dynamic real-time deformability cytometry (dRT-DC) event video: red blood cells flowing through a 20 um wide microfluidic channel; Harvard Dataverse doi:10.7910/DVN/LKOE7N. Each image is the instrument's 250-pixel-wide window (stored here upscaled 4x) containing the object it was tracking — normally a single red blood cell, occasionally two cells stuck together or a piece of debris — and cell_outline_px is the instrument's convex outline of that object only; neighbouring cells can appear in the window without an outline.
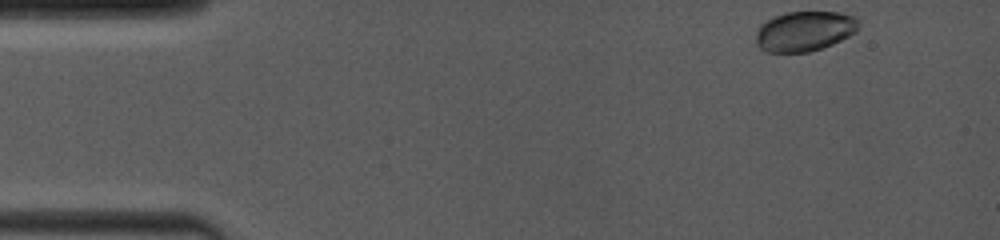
{"species": "common noctule bat (a hibernating species)", "species_latin": "Nyctalus noctula", "temperature_condition": "room temperature", "stored_images_in_passage": 4, "camera_frame_rate_fps": 4000, "um_per_image_px": 0.085, "animal": {"sex": "female", "body_mass_g": 19.0, "forearm_length_mm": 53.3}, "frame": {"image": 1, "passage_image": 1, "time_ms": 0.0, "image_size_px": [1000, 240], "cell_outline_px": [[860, 28], [856, 32], [832, 44], [808, 52], [768, 52], [760, 48], [756, 44], [756, 28], [760, 24], [776, 16], [788, 12], [840, 12], [860, 16]], "centroid_in_image_um": [68.43, 2.63], "position_along_channel_um": 16.6, "area_um2": 24.22}}
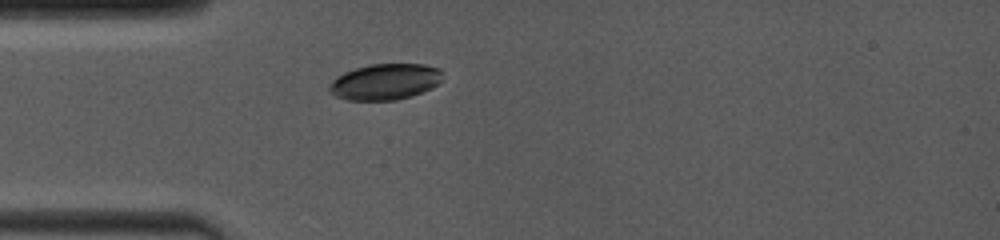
{"frame": {"image": 2, "passage_image": 4, "time_ms": 3.25, "image_size_px": [1000, 240], "cell_outline_px": [[444, 72], [440, 80], [432, 88], [412, 96], [396, 100], [348, 100], [336, 96], [328, 92], [328, 84], [336, 76], [344, 72], [356, 68], [372, 64], [424, 64], [440, 68]], "centroid_in_image_um": [32.72, 6.95], "position_along_channel_um": 52.3, "area_um2": 23.99}}